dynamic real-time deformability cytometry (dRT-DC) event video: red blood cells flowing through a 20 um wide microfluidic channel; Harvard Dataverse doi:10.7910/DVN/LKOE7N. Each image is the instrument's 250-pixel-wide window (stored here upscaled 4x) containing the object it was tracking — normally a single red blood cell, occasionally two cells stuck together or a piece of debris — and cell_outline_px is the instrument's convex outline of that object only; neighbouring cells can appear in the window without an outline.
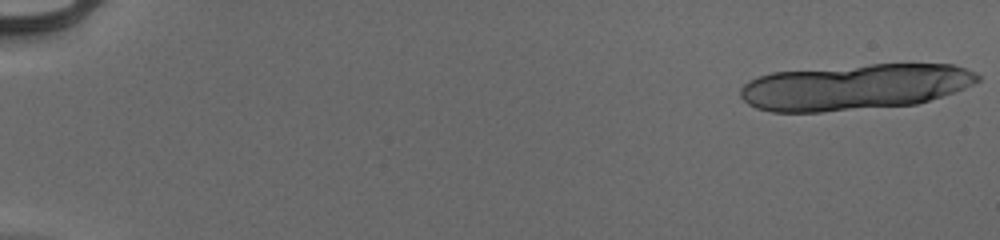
{"species": "human", "species_latin": "Homo sapiens", "temperature_condition": "cold", "stored_images_in_passage": 23, "camera_frame_rate_fps": 3000, "um_per_image_px": 0.085, "donor": {"sex": "male"}, "frame": {"image": 1, "passage_image": 1, "time_ms": 0.0, "image_size_px": [1000, 240], "cell_outline_px": [[980, 80], [964, 88], [916, 104], [820, 112], [772, 112], [756, 108], [748, 104], [740, 96], [740, 88], [748, 80], [772, 72], [872, 64], [952, 64], [976, 72], [980, 76]], "centroid_in_image_um": [72.62, 7.39], "position_along_channel_um": 12.4, "area_um2": 63.29}}
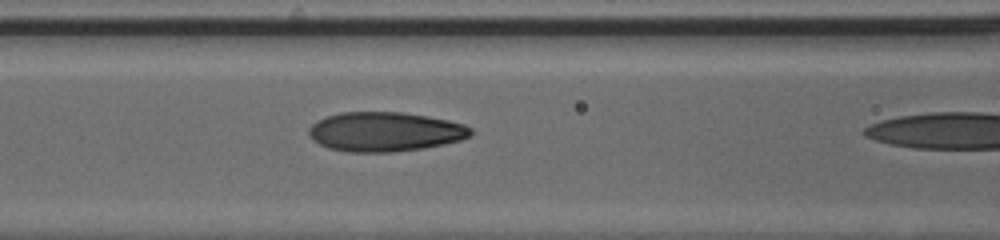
{"frame": {"image": 2, "passage_image": 22, "time_ms": 7.0, "image_size_px": [1000, 240], "cell_outline_px": [[472, 136], [460, 140], [444, 144], [424, 148], [392, 152], [348, 152], [328, 148], [312, 140], [308, 136], [308, 128], [316, 120], [324, 116], [340, 112], [404, 112], [428, 116], [448, 120], [464, 124], [472, 128]], "centroid_in_image_um": [32.7, 11.19], "position_along_channel_um": 133.9, "area_um2": 37.63}}